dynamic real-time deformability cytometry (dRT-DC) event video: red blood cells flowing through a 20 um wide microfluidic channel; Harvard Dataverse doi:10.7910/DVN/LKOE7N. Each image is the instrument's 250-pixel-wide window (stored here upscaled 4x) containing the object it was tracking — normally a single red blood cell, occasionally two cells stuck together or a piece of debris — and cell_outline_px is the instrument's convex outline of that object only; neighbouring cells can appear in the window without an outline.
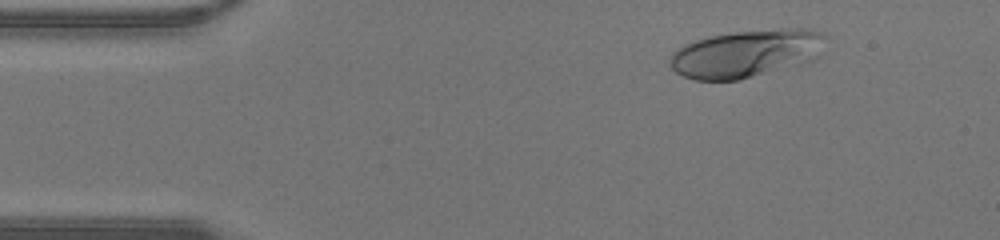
{"species": "human", "species_latin": "Homo sapiens", "temperature_condition": "warm", "stored_images_in_passage": 38, "camera_frame_rate_fps": 3000, "um_per_image_px": 0.085, "donor": {"sex": "male"}, "frame": {"image": 1, "passage_image": 1, "time_ms": 0.0, "image_size_px": [1000, 240], "cell_outline_px": [[828, 36], [816, 60], [804, 64], [736, 80], [696, 80], [684, 76], [676, 72], [668, 64], [668, 56], [672, 52], [684, 44], [696, 40], [712, 36], [736, 32], [784, 28], [804, 28], [824, 32]], "centroid_in_image_um": [63.47, 4.55], "position_along_channel_um": 21.5, "area_um2": 43.58}}
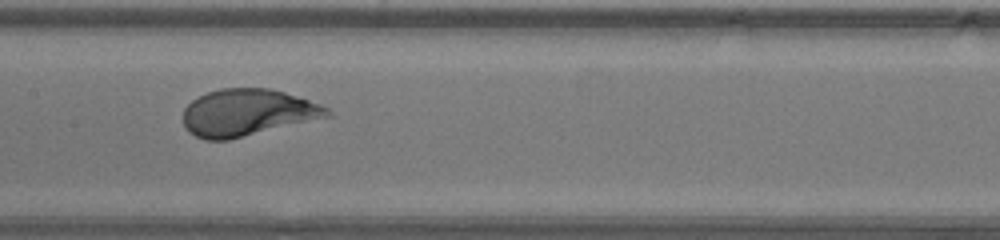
{"frame": {"image": 2, "passage_image": 16, "time_ms": 5.0, "image_size_px": [1000, 240], "cell_outline_px": [[332, 116], [228, 140], [204, 140], [188, 132], [184, 128], [184, 108], [192, 100], [208, 92], [220, 88], [268, 88], [284, 92], [320, 104], [328, 108], [332, 112]], "centroid_in_image_um": [21.02, 9.58], "position_along_channel_um": 186.4, "area_um2": 39.3}}
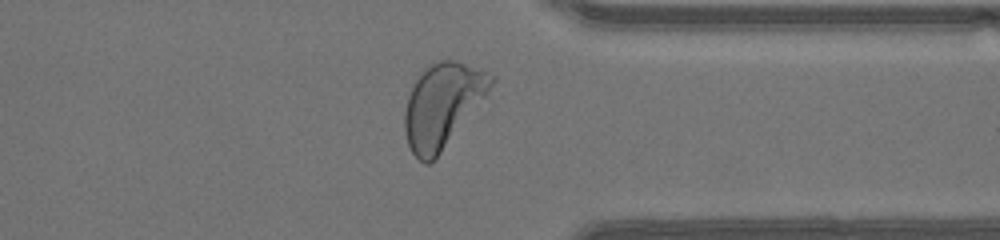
{"frame": {"image": 3, "passage_image": 28, "time_ms": 9.0, "image_size_px": [1000, 240], "cell_outline_px": [[496, 80], [488, 96], [440, 152], [428, 164], [424, 164], [412, 152], [408, 144], [404, 128], [404, 112], [408, 96], [416, 80], [428, 64], [436, 60], [456, 60], [488, 72]], "centroid_in_image_um": [37.64, 8.91], "position_along_channel_um": 373.8, "area_um2": 42.19}}